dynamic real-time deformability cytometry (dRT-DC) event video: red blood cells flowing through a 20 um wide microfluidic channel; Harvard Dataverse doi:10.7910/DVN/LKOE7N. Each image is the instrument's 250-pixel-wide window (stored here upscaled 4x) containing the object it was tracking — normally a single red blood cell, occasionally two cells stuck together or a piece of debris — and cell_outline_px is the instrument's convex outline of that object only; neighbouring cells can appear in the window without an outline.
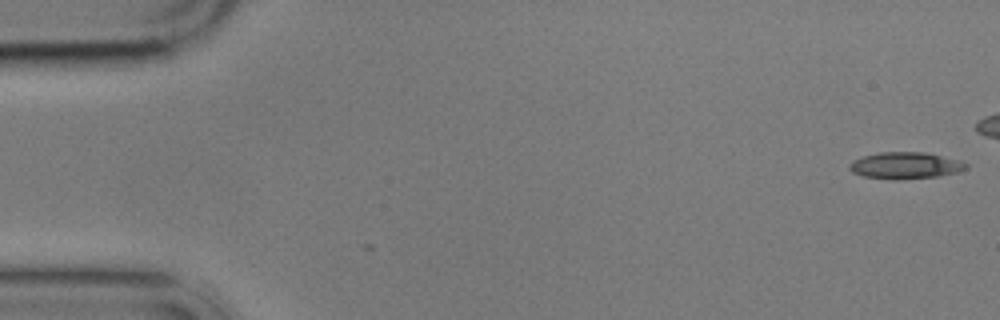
{"species": "common noctule bat (a hibernating species)", "species_latin": "Nyctalus noctula", "temperature_condition": "cold", "stored_images_in_passage": 5, "camera_frame_rate_fps": 3000, "um_per_image_px": 0.085, "animal": {"sex": "male", "body_mass_g": 17.9}, "frame": {"image": 1, "passage_image": 5, "time_ms": 6.0, "image_size_px": [1000, 320], "cell_outline_px": [[968, 168], [960, 172], [936, 176], [864, 176], [852, 172], [848, 168], [848, 164], [852, 160], [864, 156], [880, 152], [924, 152], [956, 160], [968, 164]], "centroid_in_image_um": [76.95, 14.01], "position_along_channel_um": 8.0, "area_um2": 16.94}}